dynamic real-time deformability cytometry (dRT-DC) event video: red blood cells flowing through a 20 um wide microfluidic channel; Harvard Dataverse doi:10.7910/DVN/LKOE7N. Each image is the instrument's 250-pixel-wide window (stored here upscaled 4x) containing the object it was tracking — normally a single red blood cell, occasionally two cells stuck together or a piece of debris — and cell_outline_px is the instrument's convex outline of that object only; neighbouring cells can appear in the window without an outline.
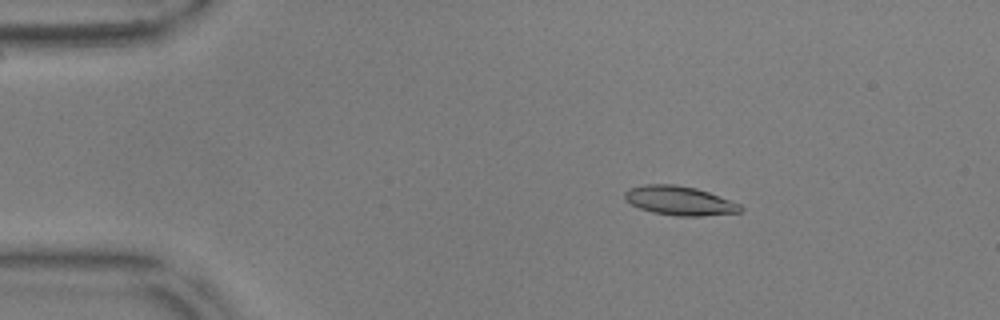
{"species": "common noctule bat (a hibernating species)", "species_latin": "Nyctalus noctula", "temperature_condition": "warm", "stored_images_in_passage": 56, "camera_frame_rate_fps": 3000, "um_per_image_px": 0.085, "animal": {"sex": "male", "body_mass_g": 17.9, "forearm_length_mm": 54.2}, "frame": {"image": 1, "passage_image": 10, "time_ms": 3.0, "image_size_px": [1000, 320], "cell_outline_px": [[744, 208], [740, 212], [700, 216], [676, 216], [652, 212], [640, 208], [624, 200], [624, 192], [628, 188], [644, 184], [672, 184], [696, 188], [708, 192], [740, 204]], "centroid_in_image_um": [57.72, 17.05], "position_along_channel_um": 27.3, "area_um2": 19.59}}
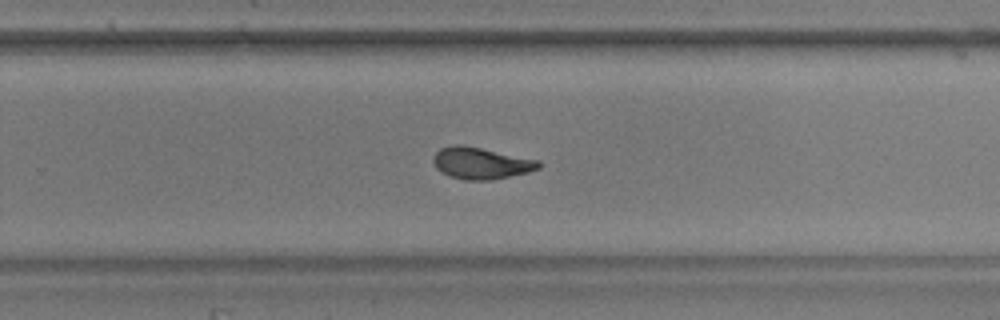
{"frame": {"image": 2, "passage_image": 37, "time_ms": 12.0, "image_size_px": [1000, 320], "cell_outline_px": [[540, 168], [528, 172], [492, 180], [464, 180], [448, 176], [436, 168], [432, 160], [432, 156], [440, 148], [452, 144], [460, 144], [540, 160]], "centroid_in_image_um": [40.85, 13.87], "position_along_channel_um": 289.0, "area_um2": 19.54}}
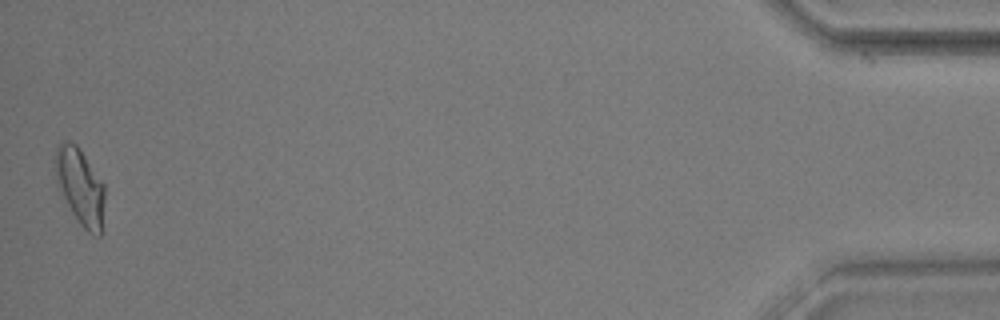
{"frame": {"image": 3, "passage_image": 56, "time_ms": 18.333, "image_size_px": [1000, 320], "cell_outline_px": [[104, 200], [100, 236], [96, 236], [88, 232], [80, 224], [56, 188], [56, 144], [60, 140], [68, 140], [76, 144], [80, 148], [104, 184]], "centroid_in_image_um": [6.79, 15.82], "position_along_channel_um": 428.4, "area_um2": 22.14}, "authors_computed_cell_mechanics": {"area_um2": 19.5364, "velocity_mm_per_s": 3.603, "shape_relaxation_time_tau1_ms": 4.5656, "shape_relaxation_time_tau2_ms": 2.1588, "deformation_change_tau1": 0.1544, "deformation_change_tau2": 0.0913}}